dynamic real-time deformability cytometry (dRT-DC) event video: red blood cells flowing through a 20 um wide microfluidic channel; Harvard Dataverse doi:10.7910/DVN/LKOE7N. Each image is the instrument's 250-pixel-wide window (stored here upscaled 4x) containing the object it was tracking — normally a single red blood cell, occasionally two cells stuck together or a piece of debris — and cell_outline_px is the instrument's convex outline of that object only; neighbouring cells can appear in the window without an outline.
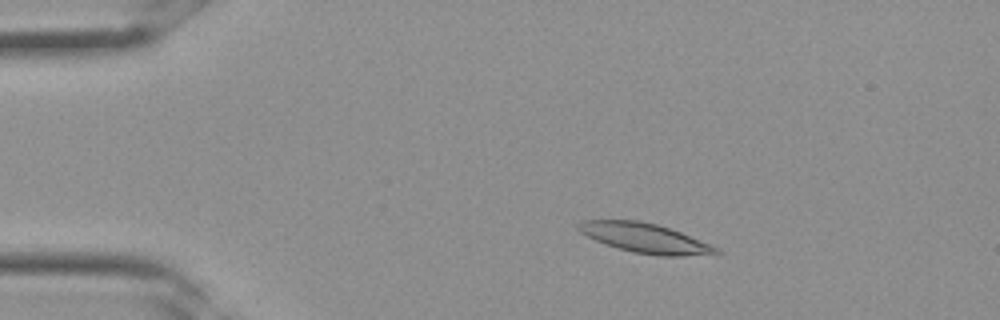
{"species": "Egyptian fruit bat (a non-hibernating species)", "species_latin": "Rousettus aegyptiacus", "temperature_condition": "room temperature", "stored_images_in_passage": 34, "camera_frame_rate_fps": 3000, "um_per_image_px": 0.085, "frame": {"image": 1, "passage_image": 7, "time_ms": 2.0, "image_size_px": [1000, 320], "cell_outline_px": [[720, 252], [716, 256], [660, 256], [632, 252], [616, 248], [604, 244], [580, 232], [576, 228], [576, 224], [580, 220], [636, 220], [656, 224], [680, 232], [720, 248]], "centroid_in_image_um": [54.86, 20.26], "position_along_channel_um": 30.1, "area_um2": 24.04}}
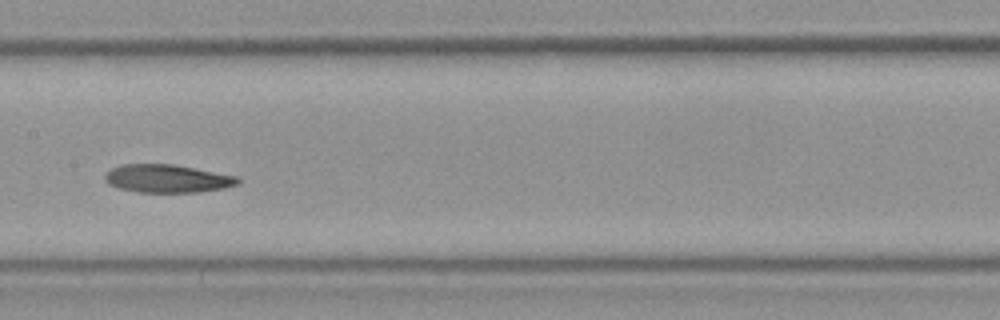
{"frame": {"image": 2, "passage_image": 18, "time_ms": 5.667, "image_size_px": [1000, 320], "cell_outline_px": [[240, 180], [236, 184], [224, 188], [200, 192], [140, 192], [120, 188], [108, 184], [104, 180], [104, 176], [112, 168], [120, 164], [172, 164], [240, 176]], "centroid_in_image_um": [14.23, 15.17], "position_along_channel_um": 193.2, "area_um2": 21.73}}
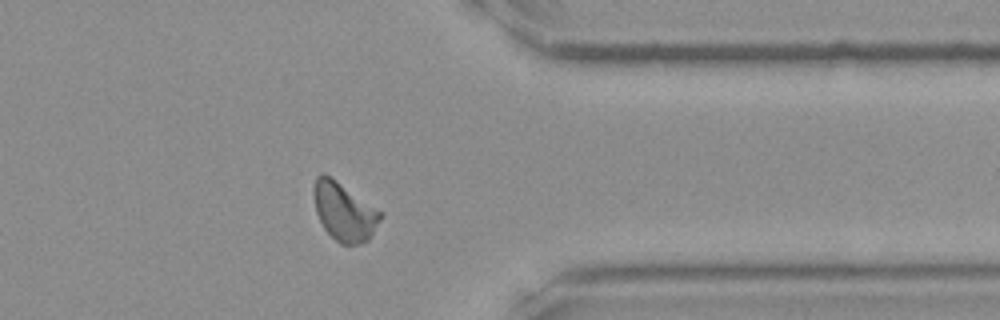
{"frame": {"image": 3, "passage_image": 28, "time_ms": 9.0, "image_size_px": [1000, 320], "cell_outline_px": [[384, 216], [368, 240], [360, 244], [340, 244], [324, 228], [316, 212], [312, 192], [316, 176], [320, 172], [324, 172], [384, 212]], "centroid_in_image_um": [29.27, 17.97], "position_along_channel_um": 382.1, "area_um2": 22.89}}